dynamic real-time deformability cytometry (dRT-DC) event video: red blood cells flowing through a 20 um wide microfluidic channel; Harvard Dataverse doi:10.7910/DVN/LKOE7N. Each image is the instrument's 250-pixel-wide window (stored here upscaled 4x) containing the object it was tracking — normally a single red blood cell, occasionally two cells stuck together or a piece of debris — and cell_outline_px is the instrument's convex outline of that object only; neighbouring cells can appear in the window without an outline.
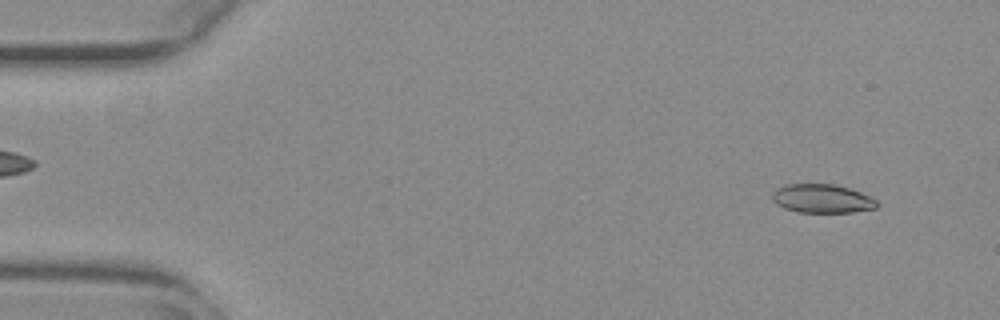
{"species": "common noctule bat (a hibernating species)", "species_latin": "Nyctalus noctula", "temperature_condition": "warm", "stored_images_in_passage": 50, "camera_frame_rate_fps": 3000, "um_per_image_px": 0.085, "animal": {"sex": "female", "body_mass_g": 29.2, "forearm_length_mm": 56.3}, "frame": {"image": 1, "passage_image": 4, "time_ms": 1.0, "image_size_px": [1000, 320], "cell_outline_px": [[880, 204], [876, 208], [852, 212], [796, 212], [784, 208], [776, 204], [772, 200], [772, 192], [776, 188], [784, 184], [836, 184], [860, 192], [876, 200]], "centroid_in_image_um": [69.84, 16.88], "position_along_channel_um": 15.2, "area_um2": 17.63}}
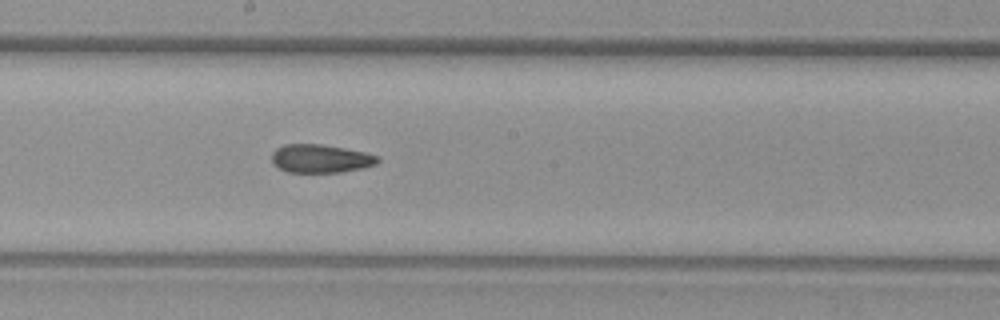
{"frame": {"image": 2, "passage_image": 29, "time_ms": 9.333, "image_size_px": [1000, 320], "cell_outline_px": [[380, 160], [376, 164], [360, 168], [340, 172], [288, 172], [272, 164], [272, 152], [276, 148], [284, 144], [320, 144], [344, 148], [364, 152], [380, 156]], "centroid_in_image_um": [27.23, 13.47], "position_along_channel_um": 221.0, "area_um2": 17.46}}
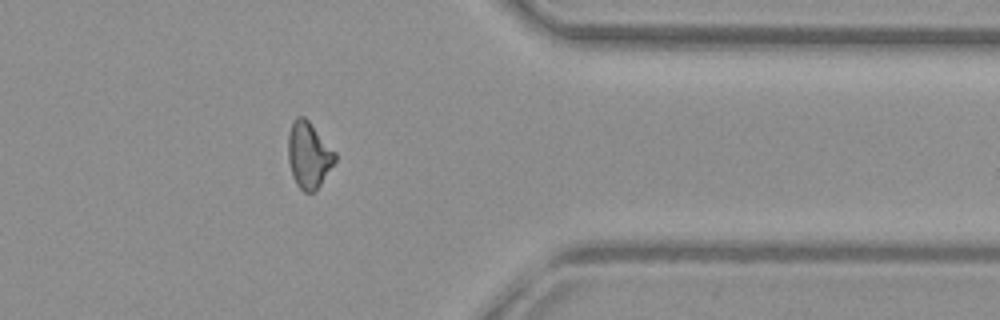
{"frame": {"image": 3, "passage_image": 43, "time_ms": 14.0, "image_size_px": [1000, 320], "cell_outline_px": [[336, 160], [316, 192], [304, 192], [296, 184], [292, 176], [288, 160], [288, 132], [292, 120], [296, 116], [304, 116], [308, 120], [336, 152]], "centroid_in_image_um": [26.23, 13.17], "position_along_channel_um": 385.2, "area_um2": 18.32}}